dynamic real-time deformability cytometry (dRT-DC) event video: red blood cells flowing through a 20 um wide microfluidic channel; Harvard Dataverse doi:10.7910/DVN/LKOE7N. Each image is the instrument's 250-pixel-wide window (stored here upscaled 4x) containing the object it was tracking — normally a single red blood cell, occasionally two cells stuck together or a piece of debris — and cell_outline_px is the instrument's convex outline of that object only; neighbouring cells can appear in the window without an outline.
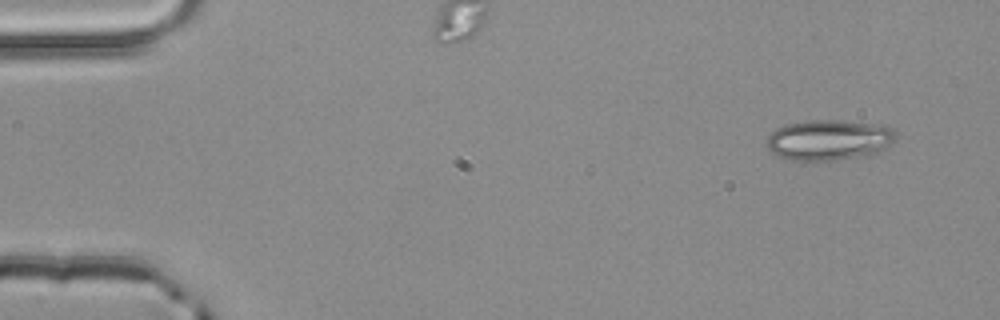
{"species": "common noctule bat (a hibernating species)", "species_latin": "Nyctalus noctula", "temperature_condition": "room temperature", "stored_images_in_passage": 3, "camera_frame_rate_fps": 3000, "um_per_image_px": 0.085, "animal": {"sex": "male", "body_mass_g": 20.4}, "frame": {"image": 1, "passage_image": 1, "time_ms": 0.0, "image_size_px": [1000, 320], "cell_outline_px": [[896, 132], [892, 140], [880, 152], [868, 156], [836, 160], [796, 160], [780, 156], [772, 152], [768, 148], [764, 140], [776, 128], [788, 124], [808, 120], [840, 120], [888, 124]], "centroid_in_image_um": [70.49, 11.88], "position_along_channel_um": 14.5, "area_um2": 30.75}}